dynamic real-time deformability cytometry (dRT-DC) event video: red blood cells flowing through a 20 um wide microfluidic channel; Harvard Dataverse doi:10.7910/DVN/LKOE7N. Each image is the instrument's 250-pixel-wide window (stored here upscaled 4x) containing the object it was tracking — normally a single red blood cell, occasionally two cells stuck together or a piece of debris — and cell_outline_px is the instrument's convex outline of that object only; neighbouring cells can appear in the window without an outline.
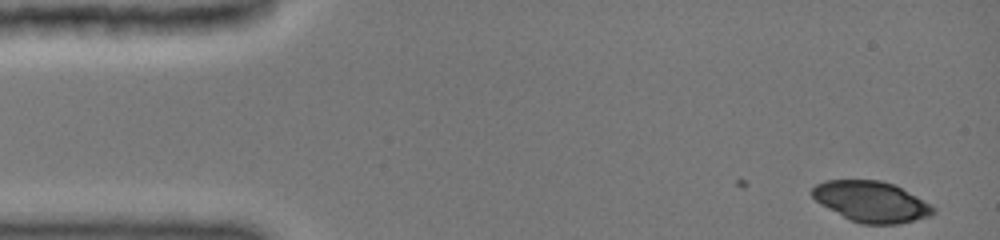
{"species": "common noctule bat (a hibernating species)", "species_latin": "Nyctalus noctula", "temperature_condition": "cold", "stored_images_in_passage": 43, "camera_frame_rate_fps": 3000, "um_per_image_px": 0.085, "animal": {"sex": "female", "body_mass_g": 19.0, "forearm_length_mm": 51.5}, "frame": {"image": 1, "passage_image": 1, "time_ms": 0.0, "image_size_px": [1000, 240], "cell_outline_px": [[936, 212], [928, 216], [896, 224], [860, 224], [820, 204], [812, 196], [812, 188], [816, 184], [824, 180], [880, 180], [892, 184], [916, 196], [936, 208]], "centroid_in_image_um": [74.03, 17.13], "position_along_channel_um": 11.0, "area_um2": 28.26}}
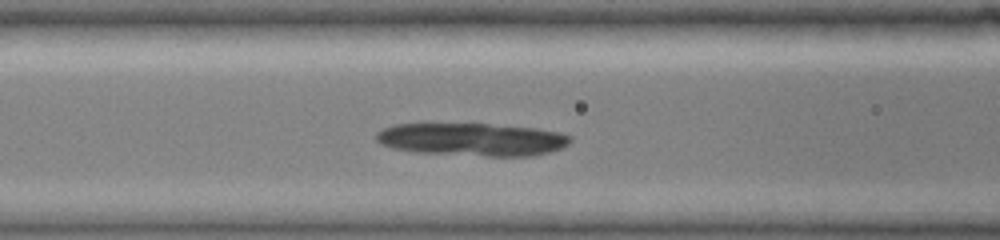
{"frame": {"image": 2, "passage_image": 25, "time_ms": 5.667, "image_size_px": [1000, 240], "cell_outline_px": [[572, 140], [568, 144], [560, 148], [548, 152], [532, 156], [488, 156], [416, 152], [392, 148], [380, 144], [376, 140], [376, 132], [384, 128], [396, 124], [488, 124], [536, 128], [560, 132], [572, 136]], "centroid_in_image_um": [40.14, 11.85], "position_along_channel_um": 126.5, "area_um2": 37.11}}
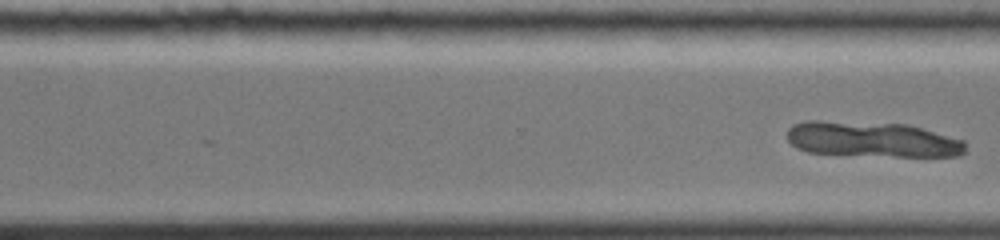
{"frame": {"image": 3, "passage_image": 43, "time_ms": 10.0, "image_size_px": [1000, 240], "cell_outline_px": [[964, 152], [960, 156], [896, 156], [808, 152], [796, 148], [788, 140], [788, 128], [792, 124], [808, 120], [812, 120], [904, 124], [920, 128], [964, 140]], "centroid_in_image_um": [74.1, 11.84], "position_along_channel_um": 296.5, "area_um2": 36.36}}